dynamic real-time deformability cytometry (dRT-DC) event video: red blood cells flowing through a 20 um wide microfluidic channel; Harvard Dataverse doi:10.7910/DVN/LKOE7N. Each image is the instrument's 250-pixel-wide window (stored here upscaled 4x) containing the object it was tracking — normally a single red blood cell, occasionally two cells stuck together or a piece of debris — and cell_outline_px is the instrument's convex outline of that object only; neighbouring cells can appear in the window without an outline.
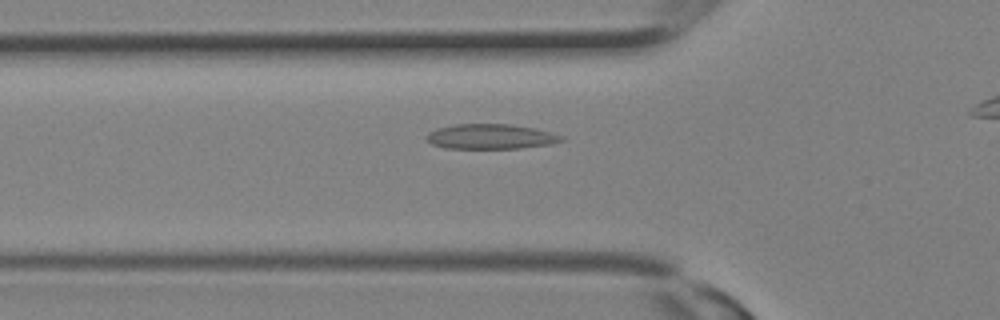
{"species": "Egyptian fruit bat (a non-hibernating species)", "species_latin": "Rousettus aegyptiacus", "temperature_condition": "room temperature", "stored_images_in_passage": 15, "camera_frame_rate_fps": 3000, "um_per_image_px": 0.085, "animal": {"sex": "female"}, "frame": {"image": 1, "passage_image": 7, "time_ms": 2.0, "image_size_px": [1000, 320], "cell_outline_px": [[564, 140], [548, 144], [520, 148], [444, 148], [432, 144], [424, 136], [428, 132], [436, 128], [456, 124], [512, 124], [536, 128], [564, 136]], "centroid_in_image_um": [41.68, 11.6], "position_along_channel_um": 84.1, "area_um2": 19.65}}
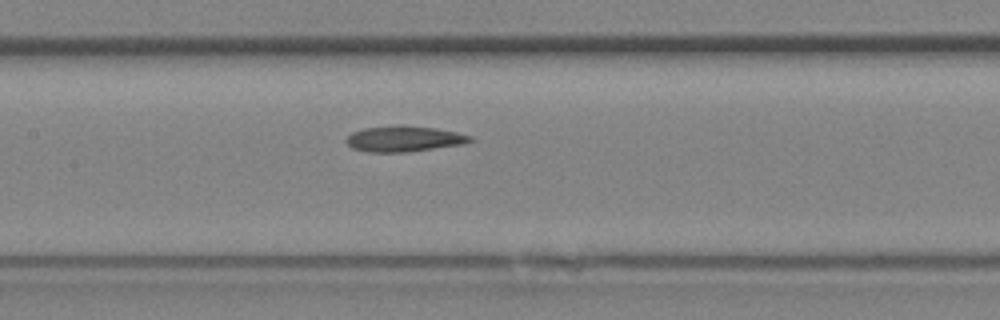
{"frame": {"image": 2, "passage_image": 11, "time_ms": 3.333, "image_size_px": [1000, 320], "cell_outline_px": [[472, 140], [460, 144], [404, 152], [372, 152], [352, 148], [348, 144], [348, 136], [352, 132], [364, 128], [400, 124], [404, 124], [436, 128], [456, 132], [472, 136]], "centroid_in_image_um": [34.32, 11.77], "position_along_channel_um": 173.1, "area_um2": 18.32}}
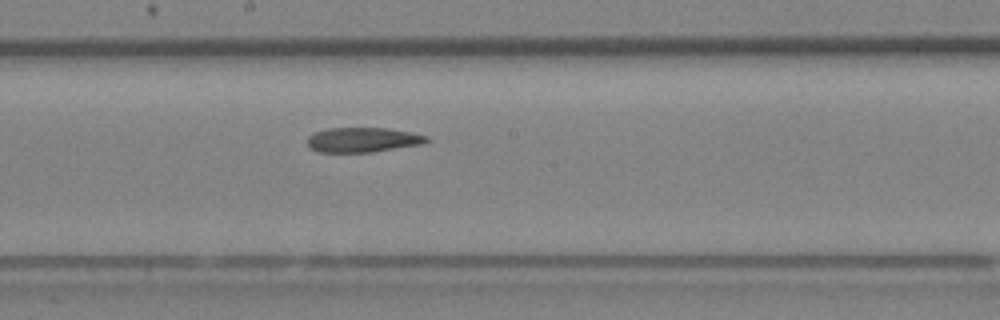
{"frame": {"image": 3, "passage_image": 13, "time_ms": 4.0, "image_size_px": [1000, 320], "cell_outline_px": [[432, 140], [424, 144], [372, 152], [316, 152], [308, 148], [308, 136], [316, 132], [328, 128], [388, 128], [412, 132], [428, 136]], "centroid_in_image_um": [30.88, 11.89], "position_along_channel_um": 217.3, "area_um2": 17.46}}